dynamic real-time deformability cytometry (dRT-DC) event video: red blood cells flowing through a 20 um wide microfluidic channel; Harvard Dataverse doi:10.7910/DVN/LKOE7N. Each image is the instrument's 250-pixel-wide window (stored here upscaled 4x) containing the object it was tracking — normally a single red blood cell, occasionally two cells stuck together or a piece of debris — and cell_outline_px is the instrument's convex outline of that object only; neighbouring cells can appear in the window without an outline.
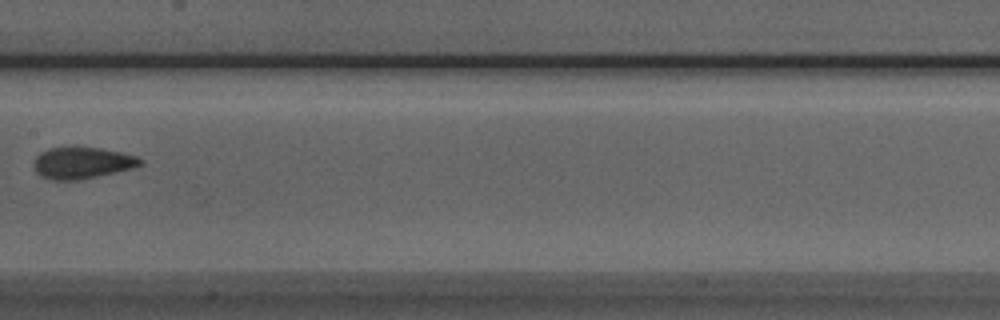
{"species": "Egyptian fruit bat (a non-hibernating species)", "species_latin": "Rousettus aegyptiacus", "temperature_condition": "room temperature", "stored_images_in_passage": 7, "camera_frame_rate_fps": 3000, "um_per_image_px": 0.085, "animal": {"sex": "male"}, "frame": {"image": 1, "passage_image": 7, "time_ms": 7.667, "image_size_px": [1000, 320], "cell_outline_px": [[144, 164], [132, 168], [116, 172], [80, 180], [52, 180], [40, 176], [36, 172], [36, 156], [40, 152], [48, 148], [100, 148], [120, 152], [136, 156], [144, 160]], "centroid_in_image_um": [7.02, 13.86], "position_along_channel_um": 200.4, "area_um2": 19.36}}